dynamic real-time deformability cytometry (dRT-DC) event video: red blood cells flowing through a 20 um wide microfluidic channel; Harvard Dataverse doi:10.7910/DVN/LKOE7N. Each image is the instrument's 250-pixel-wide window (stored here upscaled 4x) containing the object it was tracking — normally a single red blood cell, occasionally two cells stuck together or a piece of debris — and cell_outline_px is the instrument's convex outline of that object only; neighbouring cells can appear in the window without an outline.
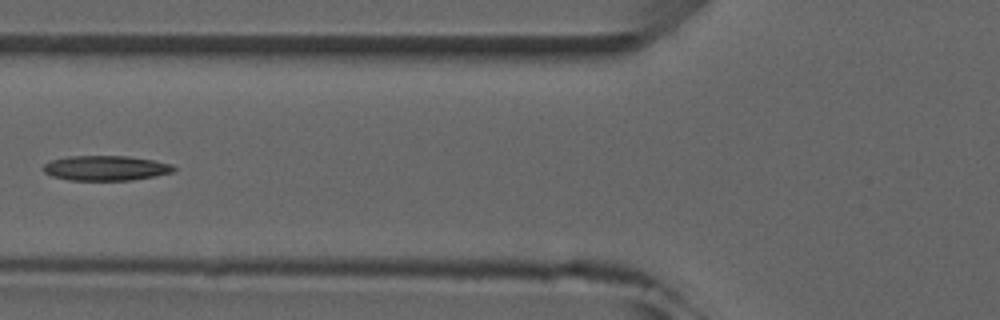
{"species": "common noctule bat (a hibernating species)", "species_latin": "Nyctalus noctula", "temperature_condition": "room temperature", "stored_images_in_passage": 7, "camera_frame_rate_fps": 3000, "um_per_image_px": 0.085, "animal": {"sex": "male", "forearm_length_mm": 52.5}, "frame": {"image": 1, "passage_image": 6, "time_ms": 5.667, "image_size_px": [1000, 320], "cell_outline_px": [[176, 168], [172, 172], [156, 176], [132, 180], [68, 180], [52, 176], [44, 172], [40, 168], [44, 164], [52, 160], [68, 156], [128, 156], [152, 160], [172, 164]], "centroid_in_image_um": [8.96, 14.29], "position_along_channel_um": 116.8, "area_um2": 19.02}}
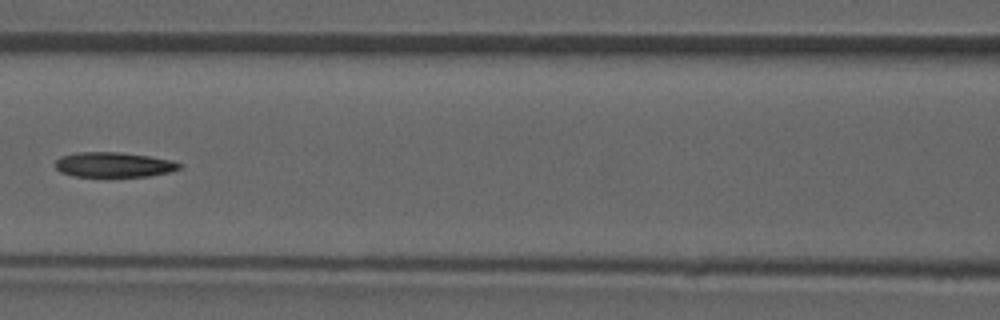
{"frame": {"image": 2, "passage_image": 7, "time_ms": 6.667, "image_size_px": [1000, 320], "cell_outline_px": [[184, 164], [180, 168], [168, 172], [148, 176], [72, 176], [60, 172], [52, 164], [60, 156], [76, 152], [120, 152], [148, 156], [172, 160]], "centroid_in_image_um": [9.62, 13.99], "position_along_channel_um": 157.0, "area_um2": 18.15}}